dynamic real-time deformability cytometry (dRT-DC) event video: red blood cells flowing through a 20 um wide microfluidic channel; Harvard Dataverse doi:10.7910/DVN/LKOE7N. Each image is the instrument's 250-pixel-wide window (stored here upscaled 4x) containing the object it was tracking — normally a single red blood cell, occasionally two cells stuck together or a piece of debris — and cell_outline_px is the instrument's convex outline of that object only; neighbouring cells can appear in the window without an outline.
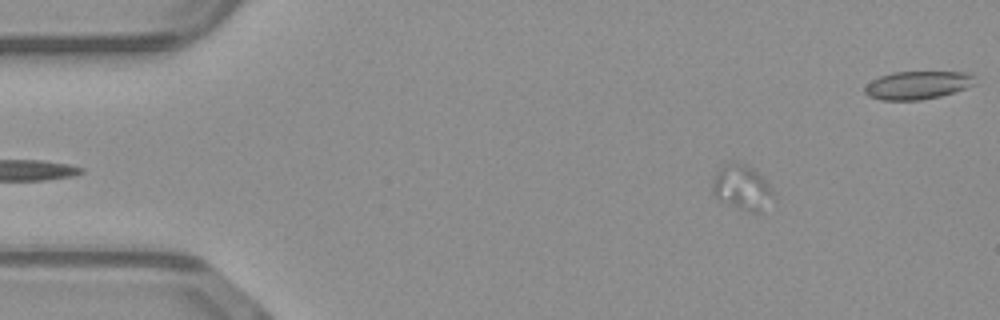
{"species": "common noctule bat (a hibernating species)", "species_latin": "Nyctalus noctula", "temperature_condition": "warm", "stored_images_in_passage": 19, "camera_frame_rate_fps": 3000, "um_per_image_px": 0.085, "animal": {"sex": "male", "body_mass_g": 23.1, "forearm_length_mm": 52.7}, "frame": {"image": 1, "passage_image": 2, "time_ms": 0.333, "image_size_px": [1000, 320], "cell_outline_px": [[776, 200], [756, 212], [752, 212], [716, 200], [712, 192], [712, 180], [720, 164], [728, 160], [732, 160], [744, 164], [752, 168], [768, 184]], "centroid_in_image_um": [63.0, 15.9], "position_along_channel_um": 22.0, "area_um2": 16.13}}
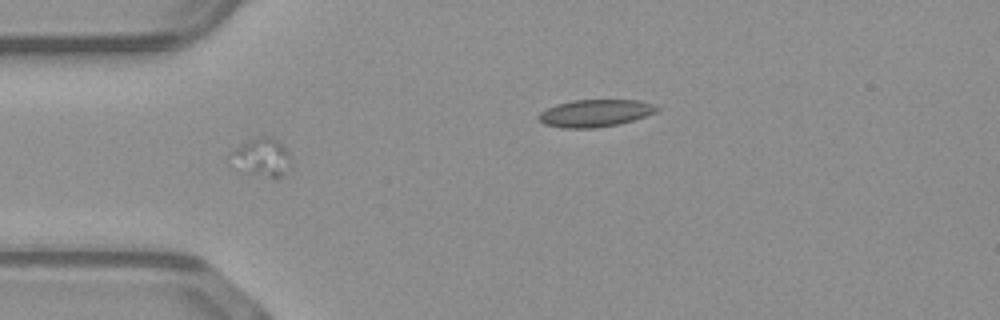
{"frame": {"image": 2, "passage_image": 12, "time_ms": 3.667, "image_size_px": [1000, 320], "cell_outline_px": [[288, 160], [280, 176], [268, 176], [244, 172], [232, 156], [232, 152], [248, 140], [256, 136], [272, 136], [288, 152]], "centroid_in_image_um": [22.24, 13.3], "position_along_channel_um": 62.8, "area_um2": 12.14}}